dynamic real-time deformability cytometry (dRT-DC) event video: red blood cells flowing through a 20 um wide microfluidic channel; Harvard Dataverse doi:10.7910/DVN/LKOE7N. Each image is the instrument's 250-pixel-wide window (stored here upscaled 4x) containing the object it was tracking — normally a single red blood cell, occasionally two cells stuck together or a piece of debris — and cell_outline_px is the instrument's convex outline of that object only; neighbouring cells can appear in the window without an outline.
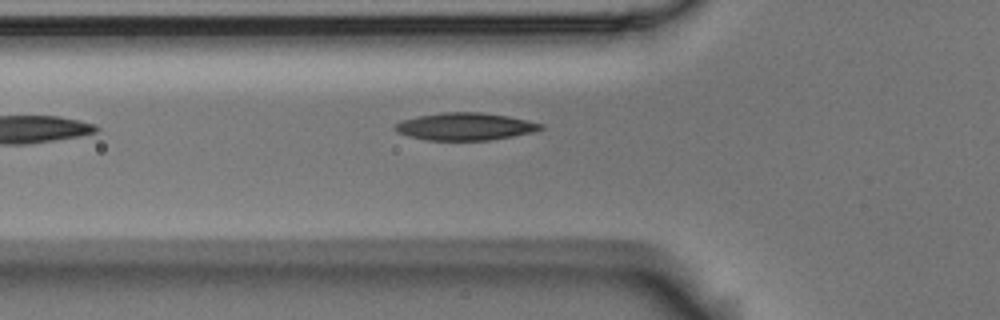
{"species": "Egyptian fruit bat (a non-hibernating species)", "species_latin": "Rousettus aegyptiacus", "temperature_condition": "room temperature", "stored_images_in_passage": 7, "camera_frame_rate_fps": 3000, "um_per_image_px": 0.085, "animal": {"sex": "male"}, "frame": {"image": 1, "passage_image": 7, "time_ms": 2.0, "image_size_px": [1000, 320], "cell_outline_px": [[544, 128], [532, 132], [512, 136], [488, 140], [424, 140], [408, 136], [396, 132], [392, 128], [400, 120], [440, 112], [480, 112], [508, 116], [544, 124]], "centroid_in_image_um": [39.49, 10.75], "position_along_channel_um": 86.3, "area_um2": 23.29}}